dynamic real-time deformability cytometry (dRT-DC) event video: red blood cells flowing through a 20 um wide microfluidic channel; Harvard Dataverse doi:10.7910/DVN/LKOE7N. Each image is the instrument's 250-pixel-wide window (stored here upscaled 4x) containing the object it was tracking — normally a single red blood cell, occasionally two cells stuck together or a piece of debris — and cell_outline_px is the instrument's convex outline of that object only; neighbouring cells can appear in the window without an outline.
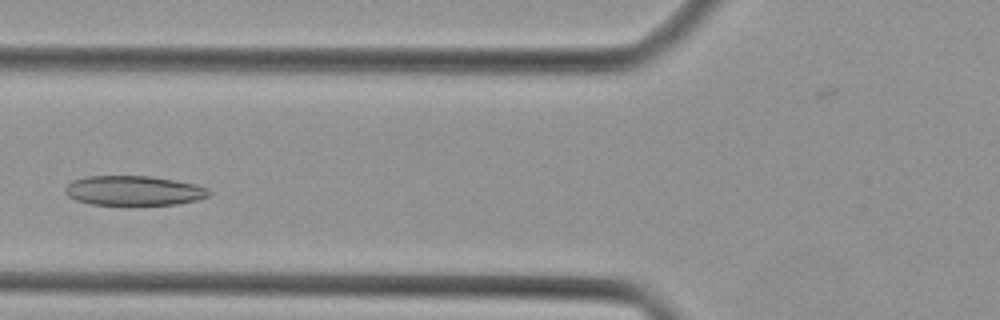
{"species": "Egyptian fruit bat (a non-hibernating species)", "species_latin": "Rousettus aegyptiacus", "temperature_condition": "cold", "stored_images_in_passage": 35, "camera_frame_rate_fps": 3000, "um_per_image_px": 0.085, "animal": {"sex": "female"}, "frame": {"image": 1, "passage_image": 10, "time_ms": 3.0, "image_size_px": [1000, 320], "cell_outline_px": [[212, 192], [208, 196], [196, 200], [176, 204], [124, 208], [92, 204], [76, 200], [68, 196], [64, 192], [64, 188], [72, 180], [88, 176], [148, 176], [196, 184], [208, 188]], "centroid_in_image_um": [11.34, 16.25], "position_along_channel_um": 114.5, "area_um2": 25.84}}
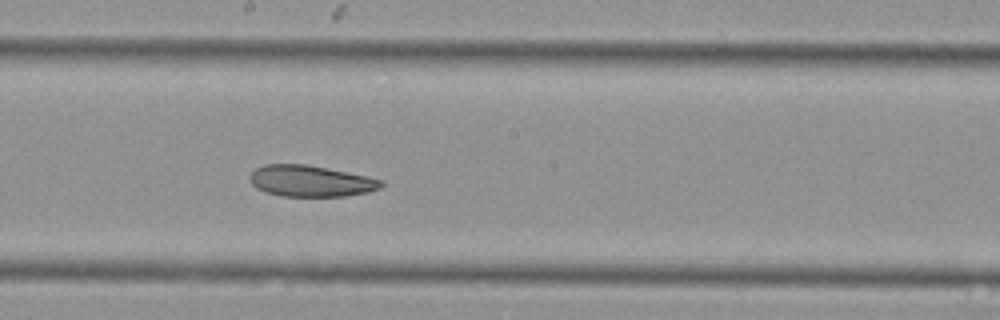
{"frame": {"image": 2, "passage_image": 17, "time_ms": 5.333, "image_size_px": [1000, 320], "cell_outline_px": [[384, 184], [380, 188], [368, 192], [344, 196], [280, 196], [264, 192], [256, 188], [252, 184], [248, 176], [256, 168], [264, 164], [304, 164], [384, 180]], "centroid_in_image_um": [26.36, 15.4], "position_along_channel_um": 221.8, "area_um2": 23.76}}
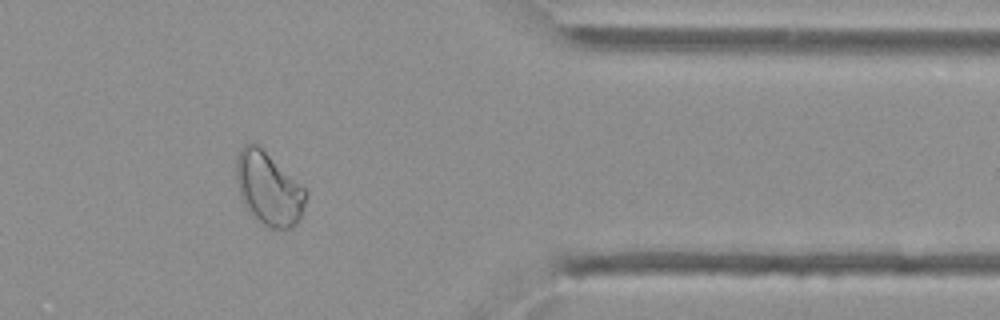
{"frame": {"image": 3, "passage_image": 29, "time_ms": 9.333, "image_size_px": [1000, 320], "cell_outline_px": [[308, 196], [300, 220], [292, 228], [272, 228], [264, 224], [248, 212], [240, 196], [236, 180], [236, 156], [244, 144], [256, 144], [300, 184], [308, 192]], "centroid_in_image_um": [22.83, 16.07], "position_along_channel_um": 388.6, "area_um2": 29.25}}